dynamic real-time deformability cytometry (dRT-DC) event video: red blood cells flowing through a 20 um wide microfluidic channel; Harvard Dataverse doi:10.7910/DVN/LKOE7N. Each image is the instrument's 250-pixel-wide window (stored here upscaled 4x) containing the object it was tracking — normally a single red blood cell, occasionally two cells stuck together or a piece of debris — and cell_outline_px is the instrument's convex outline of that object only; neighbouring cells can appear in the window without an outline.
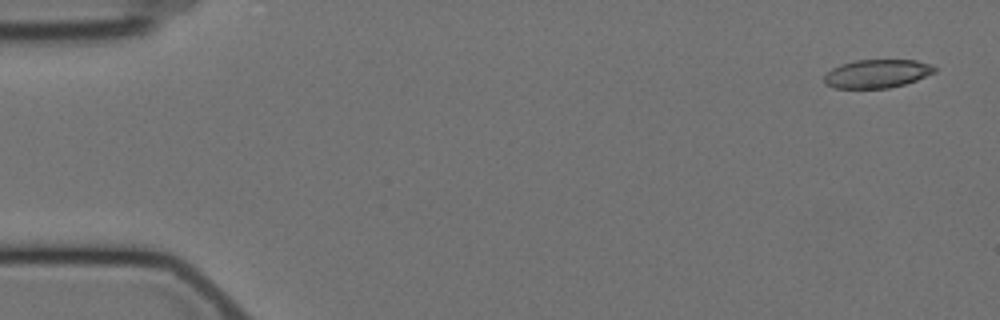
{"species": "Egyptian fruit bat (a non-hibernating species)", "species_latin": "Rousettus aegyptiacus", "temperature_condition": "cold", "stored_images_in_passage": 14, "camera_frame_rate_fps": 3000, "um_per_image_px": 0.085, "animal": {"sex": "female"}, "frame": {"image": 1, "passage_image": 1, "time_ms": 0.0, "image_size_px": [1000, 320], "cell_outline_px": [[936, 72], [916, 80], [904, 84], [888, 88], [832, 88], [824, 84], [824, 76], [832, 68], [840, 64], [856, 60], [916, 60], [932, 64], [936, 68]], "centroid_in_image_um": [74.54, 6.26], "position_along_channel_um": 10.5, "area_um2": 18.38}}
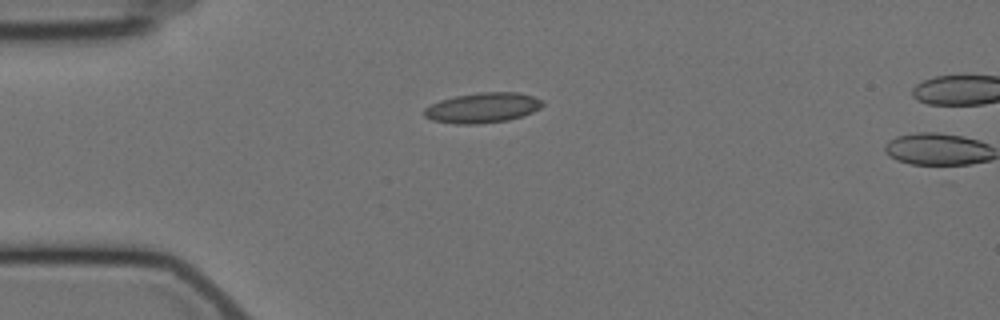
{"frame": {"image": 2, "passage_image": 13, "time_ms": 4.0, "image_size_px": [1000, 320], "cell_outline_px": [[544, 104], [540, 108], [524, 116], [508, 120], [476, 124], [456, 124], [432, 120], [424, 116], [424, 108], [440, 100], [456, 96], [480, 92], [516, 92], [532, 96], [544, 100]], "centroid_in_image_um": [41.04, 9.16], "position_along_channel_um": 44.0, "area_um2": 20.81}}